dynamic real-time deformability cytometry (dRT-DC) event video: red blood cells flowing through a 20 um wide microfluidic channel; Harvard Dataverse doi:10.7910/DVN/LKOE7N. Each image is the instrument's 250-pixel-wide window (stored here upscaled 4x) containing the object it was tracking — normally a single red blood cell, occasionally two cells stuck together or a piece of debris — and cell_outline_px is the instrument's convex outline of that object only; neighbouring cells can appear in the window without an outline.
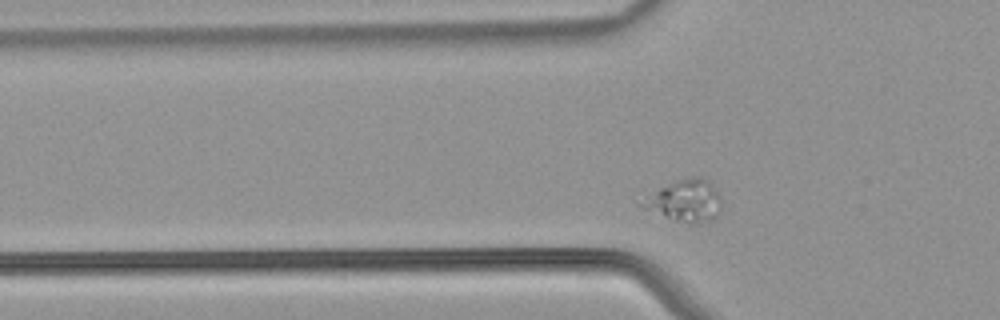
{"species": "common noctule bat (a hibernating species)", "species_latin": "Nyctalus noctula", "temperature_condition": "warm", "stored_images_in_passage": 35, "camera_frame_rate_fps": 3000, "um_per_image_px": 0.085, "animal": {"sex": "male", "body_mass_g": 21.5, "forearm_length_mm": 52.0}, "frame": {"image": 1, "passage_image": 7, "time_ms": 2.0, "image_size_px": [1000, 320], "cell_outline_px": [[720, 212], [712, 220], [692, 224], [688, 224], [672, 220], [644, 208], [640, 204], [648, 196], [660, 188], [676, 180], [692, 176], [704, 176], [712, 184], [720, 196]], "centroid_in_image_um": [58.28, 17.06], "position_along_channel_um": 67.5, "area_um2": 19.25}}
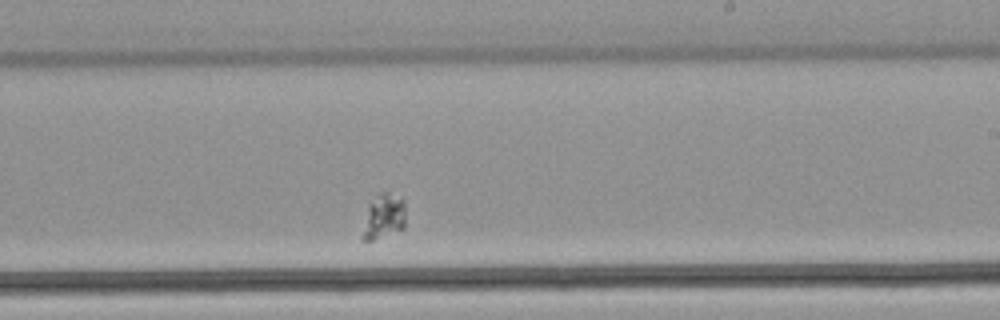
{"frame": {"image": 2, "passage_image": 23, "time_ms": 7.333, "image_size_px": [1000, 320], "cell_outline_px": [[404, 228], [372, 240], [364, 240], [360, 236], [368, 204], [376, 192], [388, 192], [404, 200]], "centroid_in_image_um": [32.56, 18.37], "position_along_channel_um": 256.4, "area_um2": 11.39}}
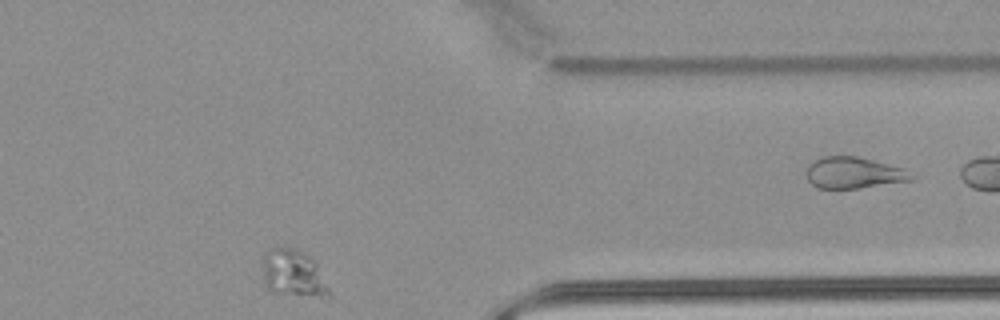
{"frame": {"image": 3, "passage_image": 35, "time_ms": 11.333, "image_size_px": [1000, 320], "cell_outline_px": [[332, 296], [320, 296], [272, 292], [268, 288], [264, 280], [264, 256], [268, 248], [300, 248], [316, 264]], "centroid_in_image_um": [24.92, 23.21], "position_along_channel_um": 386.5, "area_um2": 17.63}}